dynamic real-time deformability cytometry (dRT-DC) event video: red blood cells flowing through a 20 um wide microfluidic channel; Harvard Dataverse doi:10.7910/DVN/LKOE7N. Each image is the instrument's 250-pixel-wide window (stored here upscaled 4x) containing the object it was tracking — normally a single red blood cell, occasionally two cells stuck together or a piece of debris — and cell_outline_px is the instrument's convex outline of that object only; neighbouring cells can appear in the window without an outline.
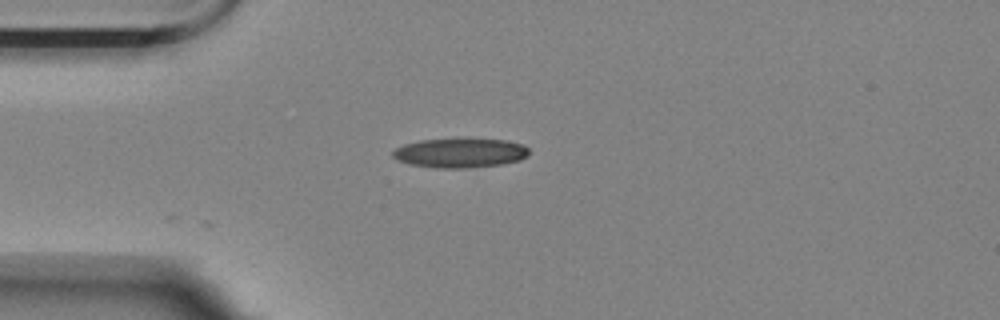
{"species": "Egyptian fruit bat (a non-hibernating species)", "species_latin": "Rousettus aegyptiacus", "temperature_condition": "room temperature", "stored_images_in_passage": 44, "camera_frame_rate_fps": 3000, "um_per_image_px": 0.085, "animal": {"sex": "female"}, "frame": {"image": 1, "passage_image": 1, "time_ms": 0.0, "image_size_px": [1000, 320], "cell_outline_px": [[528, 156], [520, 160], [500, 164], [472, 168], [436, 168], [412, 164], [400, 160], [392, 156], [392, 152], [396, 148], [404, 144], [420, 140], [508, 140], [524, 144], [528, 148]], "centroid_in_image_um": [39.15, 13.01], "position_along_channel_um": 45.9, "area_um2": 22.95}}
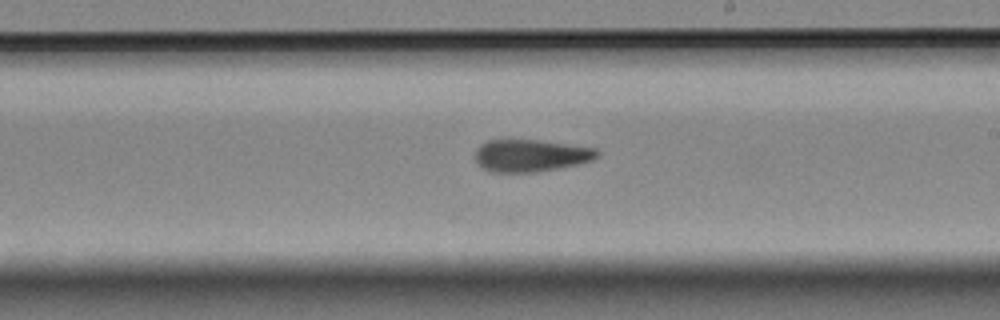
{"frame": {"image": 2, "passage_image": 19, "time_ms": 6.0, "image_size_px": [1000, 320], "cell_outline_px": [[600, 152], [592, 160], [576, 164], [536, 172], [492, 172], [476, 164], [476, 148], [480, 144], [488, 140], [536, 140], [596, 148]], "centroid_in_image_um": [45.07, 13.22], "position_along_channel_um": 243.9, "area_um2": 22.66}}
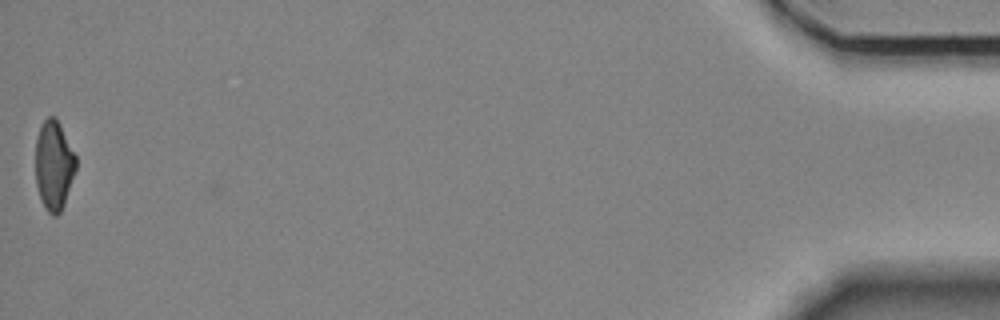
{"frame": {"image": 3, "passage_image": 43, "time_ms": 14.0, "image_size_px": [1000, 320], "cell_outline_px": [[76, 168], [64, 204], [60, 212], [56, 216], [52, 216], [48, 212], [40, 200], [36, 184], [36, 140], [40, 128], [44, 120], [48, 116], [56, 116], [76, 156]], "centroid_in_image_um": [4.57, 14.05], "position_along_channel_um": 430.6, "area_um2": 20.98}, "authors_computed_cell_mechanics": {"area_um2": 23.0622, "velocity_mm_per_s": 3.5357, "shape_relaxation_time_tau1_ms": null, "shape_relaxation_time_tau2_ms": 4.1317, "deformation_change_tau1": null, "deformation_change_tau2": 0.116}}